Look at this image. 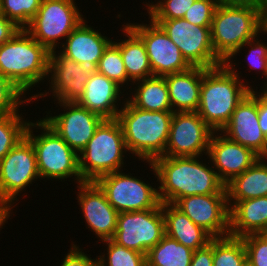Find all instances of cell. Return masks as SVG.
Segmentation results:
<instances>
[{
    "mask_svg": "<svg viewBox=\"0 0 267 266\" xmlns=\"http://www.w3.org/2000/svg\"><path fill=\"white\" fill-rule=\"evenodd\" d=\"M194 250L167 235L146 254V266H190Z\"/></svg>",
    "mask_w": 267,
    "mask_h": 266,
    "instance_id": "f1b7e54d",
    "label": "cell"
},
{
    "mask_svg": "<svg viewBox=\"0 0 267 266\" xmlns=\"http://www.w3.org/2000/svg\"><path fill=\"white\" fill-rule=\"evenodd\" d=\"M172 116V111H146L136 108L126 98L117 120L123 130L130 159L133 156V160L137 158L142 162H153L164 156Z\"/></svg>",
    "mask_w": 267,
    "mask_h": 266,
    "instance_id": "3957f363",
    "label": "cell"
},
{
    "mask_svg": "<svg viewBox=\"0 0 267 266\" xmlns=\"http://www.w3.org/2000/svg\"><path fill=\"white\" fill-rule=\"evenodd\" d=\"M206 157L225 185L259 158L251 149L229 140L221 132L213 133Z\"/></svg>",
    "mask_w": 267,
    "mask_h": 266,
    "instance_id": "ffe728a7",
    "label": "cell"
},
{
    "mask_svg": "<svg viewBox=\"0 0 267 266\" xmlns=\"http://www.w3.org/2000/svg\"><path fill=\"white\" fill-rule=\"evenodd\" d=\"M258 122L262 133L267 137V96L258 93Z\"/></svg>",
    "mask_w": 267,
    "mask_h": 266,
    "instance_id": "7bdbcfd3",
    "label": "cell"
},
{
    "mask_svg": "<svg viewBox=\"0 0 267 266\" xmlns=\"http://www.w3.org/2000/svg\"><path fill=\"white\" fill-rule=\"evenodd\" d=\"M261 32L260 9L249 6H217L211 24V41L215 54L223 62Z\"/></svg>",
    "mask_w": 267,
    "mask_h": 266,
    "instance_id": "52a82bcc",
    "label": "cell"
},
{
    "mask_svg": "<svg viewBox=\"0 0 267 266\" xmlns=\"http://www.w3.org/2000/svg\"><path fill=\"white\" fill-rule=\"evenodd\" d=\"M0 15H3V14H2V6H1V1H0Z\"/></svg>",
    "mask_w": 267,
    "mask_h": 266,
    "instance_id": "c3c4849f",
    "label": "cell"
},
{
    "mask_svg": "<svg viewBox=\"0 0 267 266\" xmlns=\"http://www.w3.org/2000/svg\"><path fill=\"white\" fill-rule=\"evenodd\" d=\"M234 61H225L210 69L204 68L200 103L196 112L214 132H220L228 124L233 111L255 88L247 79H243L235 67L239 65Z\"/></svg>",
    "mask_w": 267,
    "mask_h": 266,
    "instance_id": "7a4b0ae2",
    "label": "cell"
},
{
    "mask_svg": "<svg viewBox=\"0 0 267 266\" xmlns=\"http://www.w3.org/2000/svg\"><path fill=\"white\" fill-rule=\"evenodd\" d=\"M216 0H196L183 17L188 22L198 26H211Z\"/></svg>",
    "mask_w": 267,
    "mask_h": 266,
    "instance_id": "f35d334b",
    "label": "cell"
},
{
    "mask_svg": "<svg viewBox=\"0 0 267 266\" xmlns=\"http://www.w3.org/2000/svg\"><path fill=\"white\" fill-rule=\"evenodd\" d=\"M19 29V27L8 20L4 15H0V46L10 40Z\"/></svg>",
    "mask_w": 267,
    "mask_h": 266,
    "instance_id": "b9f144b4",
    "label": "cell"
},
{
    "mask_svg": "<svg viewBox=\"0 0 267 266\" xmlns=\"http://www.w3.org/2000/svg\"><path fill=\"white\" fill-rule=\"evenodd\" d=\"M203 75V67L192 66L185 71L164 76L172 112L197 111Z\"/></svg>",
    "mask_w": 267,
    "mask_h": 266,
    "instance_id": "603a6c76",
    "label": "cell"
},
{
    "mask_svg": "<svg viewBox=\"0 0 267 266\" xmlns=\"http://www.w3.org/2000/svg\"><path fill=\"white\" fill-rule=\"evenodd\" d=\"M2 14L20 29H25L38 12L42 0H0Z\"/></svg>",
    "mask_w": 267,
    "mask_h": 266,
    "instance_id": "836d02e7",
    "label": "cell"
},
{
    "mask_svg": "<svg viewBox=\"0 0 267 266\" xmlns=\"http://www.w3.org/2000/svg\"><path fill=\"white\" fill-rule=\"evenodd\" d=\"M97 243L106 246L103 253L100 251V255H97L99 266H146L145 254L120 246L111 239Z\"/></svg>",
    "mask_w": 267,
    "mask_h": 266,
    "instance_id": "1f68e13d",
    "label": "cell"
},
{
    "mask_svg": "<svg viewBox=\"0 0 267 266\" xmlns=\"http://www.w3.org/2000/svg\"><path fill=\"white\" fill-rule=\"evenodd\" d=\"M260 35L263 37L261 32L255 38L245 42L226 61H233V59L237 60L236 55L238 56L239 54L240 56V53H242L243 50L244 53L247 52L244 57L247 59V63L249 64L248 66H250L249 72H251V70H255L257 75L258 73L260 74L262 72L260 76H263L264 78L266 76L267 69V42H264L262 39H260L262 38ZM244 48L247 50H244Z\"/></svg>",
    "mask_w": 267,
    "mask_h": 266,
    "instance_id": "e575fe53",
    "label": "cell"
},
{
    "mask_svg": "<svg viewBox=\"0 0 267 266\" xmlns=\"http://www.w3.org/2000/svg\"><path fill=\"white\" fill-rule=\"evenodd\" d=\"M132 175L134 173L131 174L130 171L125 173L121 170L105 174L95 182L105 192L108 202L119 213L156 208L161 203L156 183L151 182V185L144 176L137 178Z\"/></svg>",
    "mask_w": 267,
    "mask_h": 266,
    "instance_id": "9c48e42d",
    "label": "cell"
},
{
    "mask_svg": "<svg viewBox=\"0 0 267 266\" xmlns=\"http://www.w3.org/2000/svg\"><path fill=\"white\" fill-rule=\"evenodd\" d=\"M216 2H217V5L249 6L253 8H258L261 11L266 5L264 0H216Z\"/></svg>",
    "mask_w": 267,
    "mask_h": 266,
    "instance_id": "ee69618b",
    "label": "cell"
},
{
    "mask_svg": "<svg viewBox=\"0 0 267 266\" xmlns=\"http://www.w3.org/2000/svg\"><path fill=\"white\" fill-rule=\"evenodd\" d=\"M164 235V217L160 203L154 209L119 213L117 228L111 240L146 255Z\"/></svg>",
    "mask_w": 267,
    "mask_h": 266,
    "instance_id": "7c38bea8",
    "label": "cell"
},
{
    "mask_svg": "<svg viewBox=\"0 0 267 266\" xmlns=\"http://www.w3.org/2000/svg\"><path fill=\"white\" fill-rule=\"evenodd\" d=\"M20 110L17 113L0 116V159L25 137L29 119Z\"/></svg>",
    "mask_w": 267,
    "mask_h": 266,
    "instance_id": "d6a6232c",
    "label": "cell"
},
{
    "mask_svg": "<svg viewBox=\"0 0 267 266\" xmlns=\"http://www.w3.org/2000/svg\"><path fill=\"white\" fill-rule=\"evenodd\" d=\"M214 131L194 112H173L164 156H207Z\"/></svg>",
    "mask_w": 267,
    "mask_h": 266,
    "instance_id": "2e32d148",
    "label": "cell"
},
{
    "mask_svg": "<svg viewBox=\"0 0 267 266\" xmlns=\"http://www.w3.org/2000/svg\"><path fill=\"white\" fill-rule=\"evenodd\" d=\"M122 26L123 39L113 40L120 48L128 78L135 82L153 76L143 41L126 24Z\"/></svg>",
    "mask_w": 267,
    "mask_h": 266,
    "instance_id": "83f0119b",
    "label": "cell"
},
{
    "mask_svg": "<svg viewBox=\"0 0 267 266\" xmlns=\"http://www.w3.org/2000/svg\"><path fill=\"white\" fill-rule=\"evenodd\" d=\"M92 71L90 67L75 62L56 49L50 53L49 58L48 91L31 94L30 100L39 101L37 99L43 98L44 101L45 96L50 98L52 95L53 101L77 102L84 93Z\"/></svg>",
    "mask_w": 267,
    "mask_h": 266,
    "instance_id": "4fadbf2b",
    "label": "cell"
},
{
    "mask_svg": "<svg viewBox=\"0 0 267 266\" xmlns=\"http://www.w3.org/2000/svg\"><path fill=\"white\" fill-rule=\"evenodd\" d=\"M153 21L179 47L191 66L210 69L224 64L214 52L211 26L194 25L184 18Z\"/></svg>",
    "mask_w": 267,
    "mask_h": 266,
    "instance_id": "8fae6325",
    "label": "cell"
},
{
    "mask_svg": "<svg viewBox=\"0 0 267 266\" xmlns=\"http://www.w3.org/2000/svg\"><path fill=\"white\" fill-rule=\"evenodd\" d=\"M40 180L35 150L24 137L0 159V200L14 208L19 196H26L20 194Z\"/></svg>",
    "mask_w": 267,
    "mask_h": 266,
    "instance_id": "30bf717a",
    "label": "cell"
},
{
    "mask_svg": "<svg viewBox=\"0 0 267 266\" xmlns=\"http://www.w3.org/2000/svg\"><path fill=\"white\" fill-rule=\"evenodd\" d=\"M247 253V266H267V233L241 237Z\"/></svg>",
    "mask_w": 267,
    "mask_h": 266,
    "instance_id": "74e56055",
    "label": "cell"
},
{
    "mask_svg": "<svg viewBox=\"0 0 267 266\" xmlns=\"http://www.w3.org/2000/svg\"><path fill=\"white\" fill-rule=\"evenodd\" d=\"M127 153L129 151L119 121L105 119L78 154L82 180L96 181L105 174L124 170Z\"/></svg>",
    "mask_w": 267,
    "mask_h": 266,
    "instance_id": "8992f818",
    "label": "cell"
},
{
    "mask_svg": "<svg viewBox=\"0 0 267 266\" xmlns=\"http://www.w3.org/2000/svg\"><path fill=\"white\" fill-rule=\"evenodd\" d=\"M148 21L149 24L147 22L124 24L143 41L153 76H165L192 67L163 29L149 17Z\"/></svg>",
    "mask_w": 267,
    "mask_h": 266,
    "instance_id": "9a60e30c",
    "label": "cell"
},
{
    "mask_svg": "<svg viewBox=\"0 0 267 266\" xmlns=\"http://www.w3.org/2000/svg\"><path fill=\"white\" fill-rule=\"evenodd\" d=\"M13 210L14 209L6 201L0 200V232L5 223H8L7 220H11L10 216L12 217V213H14Z\"/></svg>",
    "mask_w": 267,
    "mask_h": 266,
    "instance_id": "f6af8a7d",
    "label": "cell"
},
{
    "mask_svg": "<svg viewBox=\"0 0 267 266\" xmlns=\"http://www.w3.org/2000/svg\"><path fill=\"white\" fill-rule=\"evenodd\" d=\"M132 85L128 91L130 96L126 97L136 108L146 111H172L164 76H151L135 81Z\"/></svg>",
    "mask_w": 267,
    "mask_h": 266,
    "instance_id": "4316f807",
    "label": "cell"
},
{
    "mask_svg": "<svg viewBox=\"0 0 267 266\" xmlns=\"http://www.w3.org/2000/svg\"><path fill=\"white\" fill-rule=\"evenodd\" d=\"M94 28L87 24L86 18L83 19L59 47L63 55L93 70L96 69L105 49L113 40Z\"/></svg>",
    "mask_w": 267,
    "mask_h": 266,
    "instance_id": "44dd1931",
    "label": "cell"
},
{
    "mask_svg": "<svg viewBox=\"0 0 267 266\" xmlns=\"http://www.w3.org/2000/svg\"><path fill=\"white\" fill-rule=\"evenodd\" d=\"M165 235L182 245L197 250L205 247L212 237L173 204L162 203Z\"/></svg>",
    "mask_w": 267,
    "mask_h": 266,
    "instance_id": "d4e9b609",
    "label": "cell"
},
{
    "mask_svg": "<svg viewBox=\"0 0 267 266\" xmlns=\"http://www.w3.org/2000/svg\"><path fill=\"white\" fill-rule=\"evenodd\" d=\"M264 78H265V80H262V82H261L263 84V86H260L262 89L260 88L258 90V87L256 86V89L254 88L253 90H256V92L267 96V69H266V76Z\"/></svg>",
    "mask_w": 267,
    "mask_h": 266,
    "instance_id": "7dc6e473",
    "label": "cell"
},
{
    "mask_svg": "<svg viewBox=\"0 0 267 266\" xmlns=\"http://www.w3.org/2000/svg\"><path fill=\"white\" fill-rule=\"evenodd\" d=\"M173 205L212 238L229 236L230 208L227 194L182 197Z\"/></svg>",
    "mask_w": 267,
    "mask_h": 266,
    "instance_id": "e0dca14e",
    "label": "cell"
},
{
    "mask_svg": "<svg viewBox=\"0 0 267 266\" xmlns=\"http://www.w3.org/2000/svg\"><path fill=\"white\" fill-rule=\"evenodd\" d=\"M262 34L267 35V4L262 10Z\"/></svg>",
    "mask_w": 267,
    "mask_h": 266,
    "instance_id": "bcb514c9",
    "label": "cell"
},
{
    "mask_svg": "<svg viewBox=\"0 0 267 266\" xmlns=\"http://www.w3.org/2000/svg\"><path fill=\"white\" fill-rule=\"evenodd\" d=\"M77 202L86 228L93 232L100 242L111 239L117 228V212L108 202L105 192L95 181L77 184Z\"/></svg>",
    "mask_w": 267,
    "mask_h": 266,
    "instance_id": "ac0fdd59",
    "label": "cell"
},
{
    "mask_svg": "<svg viewBox=\"0 0 267 266\" xmlns=\"http://www.w3.org/2000/svg\"><path fill=\"white\" fill-rule=\"evenodd\" d=\"M95 70L118 84L128 95L127 89L133 82L128 78L120 48L114 40L105 49Z\"/></svg>",
    "mask_w": 267,
    "mask_h": 266,
    "instance_id": "4dcf8cb0",
    "label": "cell"
},
{
    "mask_svg": "<svg viewBox=\"0 0 267 266\" xmlns=\"http://www.w3.org/2000/svg\"><path fill=\"white\" fill-rule=\"evenodd\" d=\"M196 0H157L156 3L147 0L143 2V6L148 13V16L152 20H171L177 18H183L186 11L190 9L191 5Z\"/></svg>",
    "mask_w": 267,
    "mask_h": 266,
    "instance_id": "d590c367",
    "label": "cell"
},
{
    "mask_svg": "<svg viewBox=\"0 0 267 266\" xmlns=\"http://www.w3.org/2000/svg\"><path fill=\"white\" fill-rule=\"evenodd\" d=\"M229 140L267 158V137L258 122V92H251L233 111L228 124L220 131Z\"/></svg>",
    "mask_w": 267,
    "mask_h": 266,
    "instance_id": "d6986e66",
    "label": "cell"
},
{
    "mask_svg": "<svg viewBox=\"0 0 267 266\" xmlns=\"http://www.w3.org/2000/svg\"><path fill=\"white\" fill-rule=\"evenodd\" d=\"M213 266H247V253L240 237L213 238Z\"/></svg>",
    "mask_w": 267,
    "mask_h": 266,
    "instance_id": "f546056e",
    "label": "cell"
},
{
    "mask_svg": "<svg viewBox=\"0 0 267 266\" xmlns=\"http://www.w3.org/2000/svg\"><path fill=\"white\" fill-rule=\"evenodd\" d=\"M266 160V157H259L250 168L225 185L230 209L238 201L267 196Z\"/></svg>",
    "mask_w": 267,
    "mask_h": 266,
    "instance_id": "484cf974",
    "label": "cell"
},
{
    "mask_svg": "<svg viewBox=\"0 0 267 266\" xmlns=\"http://www.w3.org/2000/svg\"><path fill=\"white\" fill-rule=\"evenodd\" d=\"M70 249L67 254H64V258L61 259L59 266H99L98 257L92 259L91 255L84 252V249L75 242H71Z\"/></svg>",
    "mask_w": 267,
    "mask_h": 266,
    "instance_id": "ab89813d",
    "label": "cell"
},
{
    "mask_svg": "<svg viewBox=\"0 0 267 266\" xmlns=\"http://www.w3.org/2000/svg\"><path fill=\"white\" fill-rule=\"evenodd\" d=\"M50 53L25 29H19L0 46V72L30 99L33 87L48 79Z\"/></svg>",
    "mask_w": 267,
    "mask_h": 266,
    "instance_id": "277c9868",
    "label": "cell"
},
{
    "mask_svg": "<svg viewBox=\"0 0 267 266\" xmlns=\"http://www.w3.org/2000/svg\"><path fill=\"white\" fill-rule=\"evenodd\" d=\"M26 97L27 95L0 72V116L17 113L21 110L20 107L33 102Z\"/></svg>",
    "mask_w": 267,
    "mask_h": 266,
    "instance_id": "8d00e7d4",
    "label": "cell"
},
{
    "mask_svg": "<svg viewBox=\"0 0 267 266\" xmlns=\"http://www.w3.org/2000/svg\"><path fill=\"white\" fill-rule=\"evenodd\" d=\"M124 93L126 92L114 81L93 70L77 103L104 119H117L123 101L126 100Z\"/></svg>",
    "mask_w": 267,
    "mask_h": 266,
    "instance_id": "7402d4cb",
    "label": "cell"
},
{
    "mask_svg": "<svg viewBox=\"0 0 267 266\" xmlns=\"http://www.w3.org/2000/svg\"><path fill=\"white\" fill-rule=\"evenodd\" d=\"M267 233V196L238 201L230 209L229 235Z\"/></svg>",
    "mask_w": 267,
    "mask_h": 266,
    "instance_id": "cb8c5ba5",
    "label": "cell"
},
{
    "mask_svg": "<svg viewBox=\"0 0 267 266\" xmlns=\"http://www.w3.org/2000/svg\"><path fill=\"white\" fill-rule=\"evenodd\" d=\"M61 113L45 111L41 118L52 128L77 154H79L95 134L96 129L105 120L100 115L80 106L77 102L56 101ZM59 106H58V105ZM56 114V115H55Z\"/></svg>",
    "mask_w": 267,
    "mask_h": 266,
    "instance_id": "5bb4252c",
    "label": "cell"
},
{
    "mask_svg": "<svg viewBox=\"0 0 267 266\" xmlns=\"http://www.w3.org/2000/svg\"><path fill=\"white\" fill-rule=\"evenodd\" d=\"M25 137L35 150L41 180L65 182V179L72 177L76 184L84 182L79 170L78 154L41 118L29 121Z\"/></svg>",
    "mask_w": 267,
    "mask_h": 266,
    "instance_id": "5b68a950",
    "label": "cell"
},
{
    "mask_svg": "<svg viewBox=\"0 0 267 266\" xmlns=\"http://www.w3.org/2000/svg\"><path fill=\"white\" fill-rule=\"evenodd\" d=\"M190 266H213V238L205 247L193 252Z\"/></svg>",
    "mask_w": 267,
    "mask_h": 266,
    "instance_id": "60d3db41",
    "label": "cell"
},
{
    "mask_svg": "<svg viewBox=\"0 0 267 266\" xmlns=\"http://www.w3.org/2000/svg\"><path fill=\"white\" fill-rule=\"evenodd\" d=\"M75 1L42 0L25 30L50 52L59 49L66 37L86 18Z\"/></svg>",
    "mask_w": 267,
    "mask_h": 266,
    "instance_id": "ba28073f",
    "label": "cell"
},
{
    "mask_svg": "<svg viewBox=\"0 0 267 266\" xmlns=\"http://www.w3.org/2000/svg\"><path fill=\"white\" fill-rule=\"evenodd\" d=\"M206 161L204 157L203 163V156H161L153 162H145L154 172V179L157 178L160 202L174 204L187 196L227 194L210 160Z\"/></svg>",
    "mask_w": 267,
    "mask_h": 266,
    "instance_id": "6da1fadb",
    "label": "cell"
}]
</instances>
